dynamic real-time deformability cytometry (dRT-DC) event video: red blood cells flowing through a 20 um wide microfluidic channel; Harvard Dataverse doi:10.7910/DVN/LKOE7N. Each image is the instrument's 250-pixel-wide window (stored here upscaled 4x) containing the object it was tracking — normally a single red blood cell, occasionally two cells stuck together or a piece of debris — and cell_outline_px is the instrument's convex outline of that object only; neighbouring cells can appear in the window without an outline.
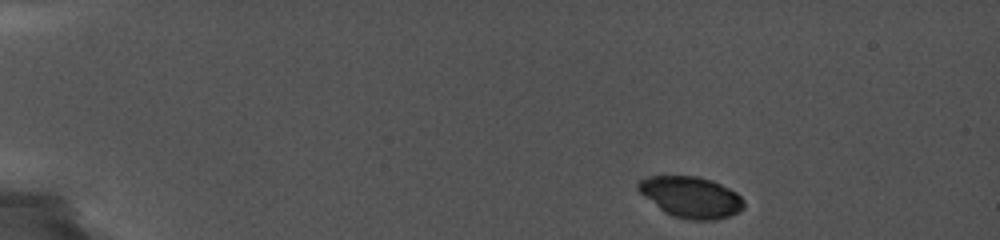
{"species": "common noctule bat (a hibernating species)", "species_latin": "Nyctalus noctula", "temperature_condition": "cold", "stored_images_in_passage": 10, "camera_frame_rate_fps": 5000, "um_per_image_px": 0.085, "animal": {"sex": "female", "body_mass_g": 19.0, "forearm_length_mm": 56.7}, "frame": {"image": 1, "passage_image": 1, "time_ms": 0.0, "image_size_px": [1000, 240], "cell_outline_px": [[744, 208], [740, 212], [716, 220], [688, 220], [672, 216], [664, 212], [644, 196], [636, 188], [636, 184], [640, 180], [648, 176], [696, 176], [712, 180], [736, 192], [744, 200]], "centroid_in_image_um": [58.73, 16.76], "position_along_channel_um": 26.3, "area_um2": 25.43}}
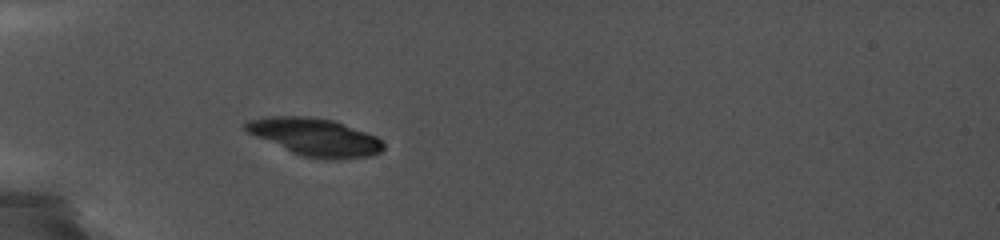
{"frame": {"image": 2, "passage_image": 8, "time_ms": 3.4, "image_size_px": [1000, 240], "cell_outline_px": [[384, 148], [380, 152], [372, 156], [340, 160], [328, 160], [304, 156], [292, 152], [256, 136], [248, 132], [244, 128], [244, 120], [264, 116], [308, 116], [332, 120], [376, 136], [384, 144]], "centroid_in_image_um": [26.77, 11.65], "position_along_channel_um": 58.2, "area_um2": 30.17}}